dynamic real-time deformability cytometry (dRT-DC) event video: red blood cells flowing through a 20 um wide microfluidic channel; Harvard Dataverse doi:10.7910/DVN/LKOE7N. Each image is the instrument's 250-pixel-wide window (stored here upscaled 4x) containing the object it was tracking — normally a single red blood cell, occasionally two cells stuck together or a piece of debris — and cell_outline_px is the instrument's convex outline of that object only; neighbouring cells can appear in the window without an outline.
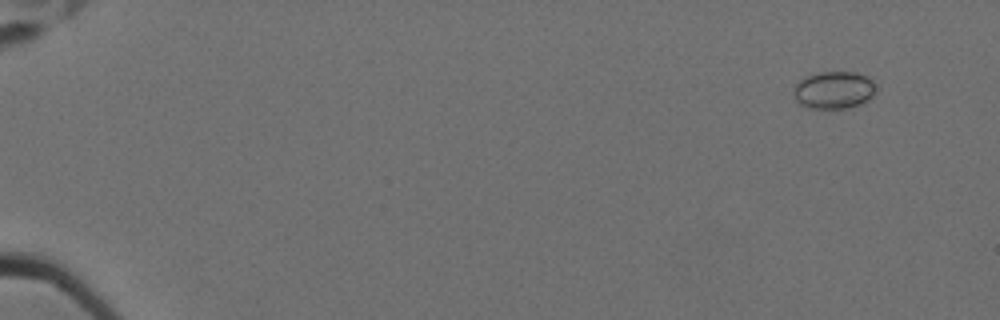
{"species": "Egyptian fruit bat (a non-hibernating species)", "species_latin": "Rousettus aegyptiacus", "temperature_condition": "cold", "stored_images_in_passage": 61, "camera_frame_rate_fps": 3000, "um_per_image_px": 0.085, "animal": {"sex": "female"}, "frame": {"image": 1, "passage_image": 6, "time_ms": 1.667, "image_size_px": [1000, 320], "cell_outline_px": [[880, 88], [868, 100], [860, 104], [848, 108], [808, 108], [800, 104], [796, 100], [792, 92], [792, 88], [804, 76], [820, 72], [856, 72], [868, 76], [880, 84]], "centroid_in_image_um": [70.94, 7.64], "position_along_channel_um": 14.1, "area_um2": 18.55}}
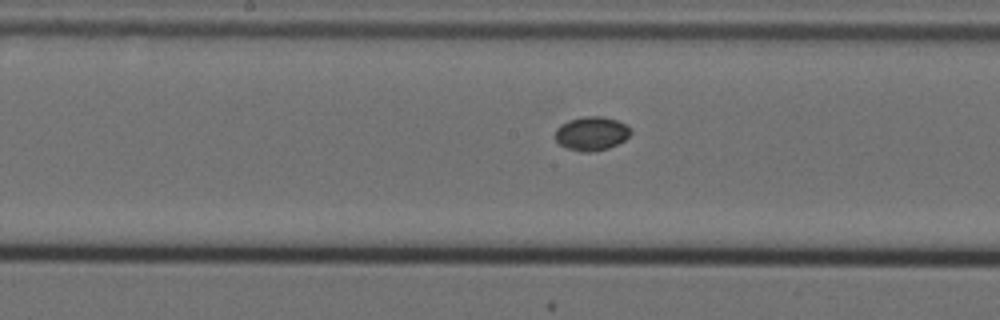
{"frame": {"image": 2, "passage_image": 35, "time_ms": 11.333, "image_size_px": [1000, 320], "cell_outline_px": [[632, 132], [624, 140], [608, 148], [592, 152], [580, 152], [568, 148], [560, 144], [552, 136], [556, 128], [560, 124], [568, 120], [584, 116], [604, 116], [616, 120], [624, 124]], "centroid_in_image_um": [50.22, 11.34], "position_along_channel_um": 198.0, "area_um2": 14.97}}
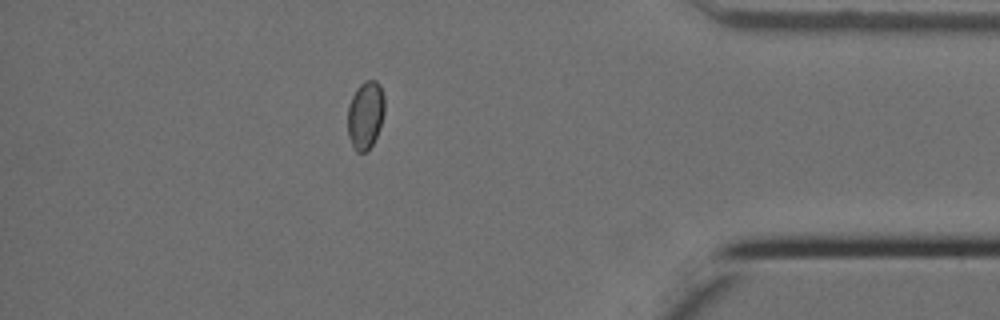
{"frame": {"image": 3, "passage_image": 55, "time_ms": 18.0, "image_size_px": [1000, 320], "cell_outline_px": [[384, 112], [380, 128], [372, 144], [364, 152], [356, 152], [352, 148], [348, 136], [348, 104], [356, 88], [364, 80], [376, 80], [380, 84], [384, 96]], "centroid_in_image_um": [31.05, 9.76], "position_along_channel_um": 404.1, "area_um2": 14.8}}